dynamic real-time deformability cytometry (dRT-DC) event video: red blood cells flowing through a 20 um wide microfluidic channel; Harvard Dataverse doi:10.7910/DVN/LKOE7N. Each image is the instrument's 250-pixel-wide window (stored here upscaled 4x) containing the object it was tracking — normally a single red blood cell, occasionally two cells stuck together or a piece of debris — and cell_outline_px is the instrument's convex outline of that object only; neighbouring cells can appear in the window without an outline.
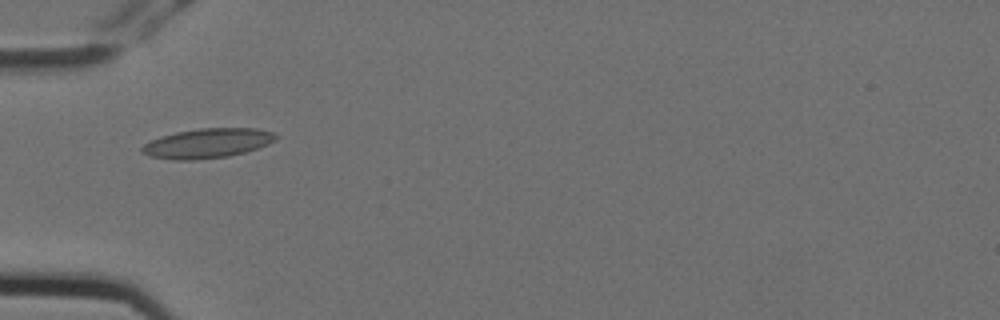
{"species": "Egyptian fruit bat (a non-hibernating species)", "species_latin": "Rousettus aegyptiacus", "temperature_condition": "cold", "stored_images_in_passage": 11, "camera_frame_rate_fps": 3000, "um_per_image_px": 0.085, "animal": {"sex": "female"}, "frame": {"image": 1, "passage_image": 1, "time_ms": 0.0, "image_size_px": [1000, 320], "cell_outline_px": [[280, 136], [276, 140], [268, 144], [244, 152], [228, 156], [192, 160], [172, 160], [148, 156], [140, 152], [140, 148], [144, 144], [160, 136], [176, 132], [200, 128], [256, 128], [276, 132]], "centroid_in_image_um": [17.63, 12.17], "position_along_channel_um": 67.4, "area_um2": 23.29}}
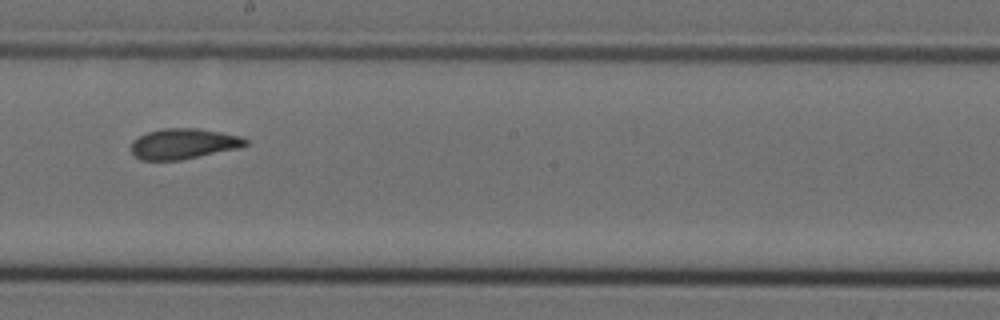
{"frame": {"image": 2, "passage_image": 5, "time_ms": 1.333, "image_size_px": [1000, 320], "cell_outline_px": [[248, 144], [240, 148], [180, 160], [140, 160], [132, 156], [132, 140], [148, 132], [164, 128], [196, 128], [240, 136], [248, 140]], "centroid_in_image_um": [15.58, 12.23], "position_along_channel_um": 232.6, "area_um2": 20.29}}
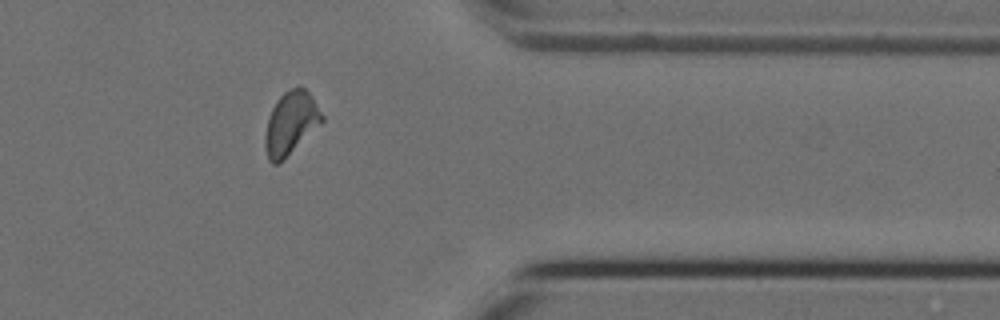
{"frame": {"image": 3, "passage_image": 9, "time_ms": 2.667, "image_size_px": [1000, 320], "cell_outline_px": [[324, 120], [280, 164], [272, 164], [268, 160], [264, 144], [264, 136], [268, 116], [276, 100], [284, 92], [296, 84], [300, 84], [308, 92], [324, 116]], "centroid_in_image_um": [24.68, 10.47], "position_along_channel_um": 386.7, "area_um2": 21.1}}